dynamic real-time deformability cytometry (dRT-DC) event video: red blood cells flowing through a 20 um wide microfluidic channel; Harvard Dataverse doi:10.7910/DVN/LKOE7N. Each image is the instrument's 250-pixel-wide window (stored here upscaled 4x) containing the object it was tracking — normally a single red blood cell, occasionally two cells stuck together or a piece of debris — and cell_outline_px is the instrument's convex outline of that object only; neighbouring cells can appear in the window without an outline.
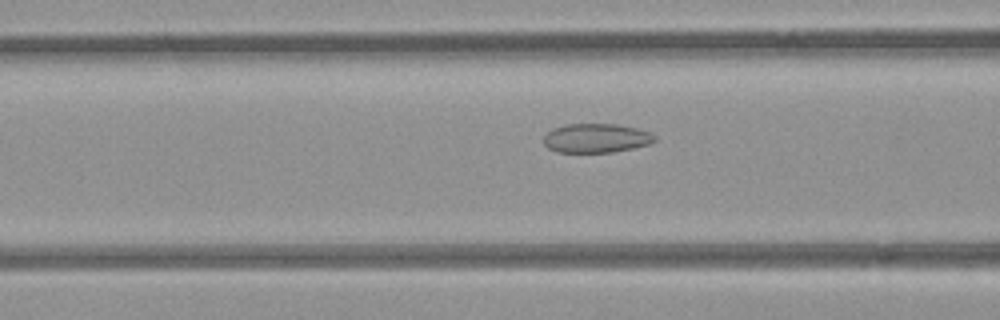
{"species": "common noctule bat (a hibernating species)", "species_latin": "Nyctalus noctula", "temperature_condition": "room temperature", "stored_images_in_passage": 32, "camera_frame_rate_fps": 3000, "um_per_image_px": 0.085, "animal": {"sex": "female", "body_mass_g": 21.9}, "frame": {"image": 1, "passage_image": 11, "time_ms": 3.333, "image_size_px": [1000, 320], "cell_outline_px": [[656, 140], [648, 144], [632, 148], [612, 152], [556, 152], [548, 148], [544, 144], [544, 136], [552, 128], [564, 124], [620, 124], [652, 132], [656, 136]], "centroid_in_image_um": [50.67, 11.73], "position_along_channel_um": 115.9, "area_um2": 18.96}}
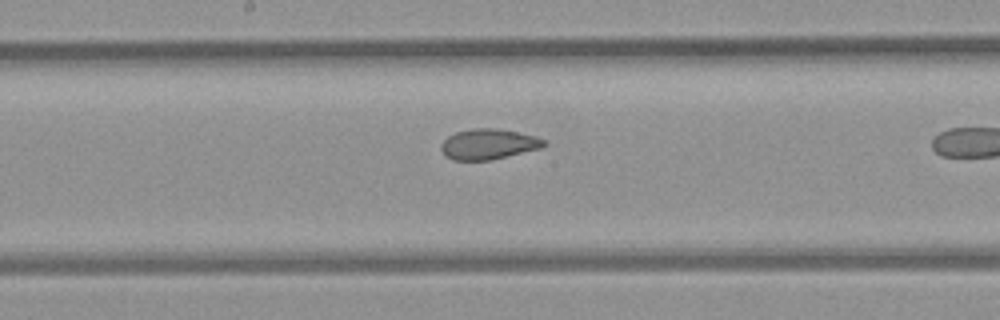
{"frame": {"image": 2, "passage_image": 18, "time_ms": 5.667, "image_size_px": [1000, 320], "cell_outline_px": [[548, 144], [540, 148], [488, 160], [452, 160], [440, 148], [440, 144], [448, 136], [456, 132], [472, 128], [500, 128], [536, 136], [544, 140]], "centroid_in_image_um": [41.52, 12.23], "position_along_channel_um": 206.7, "area_um2": 18.09}}
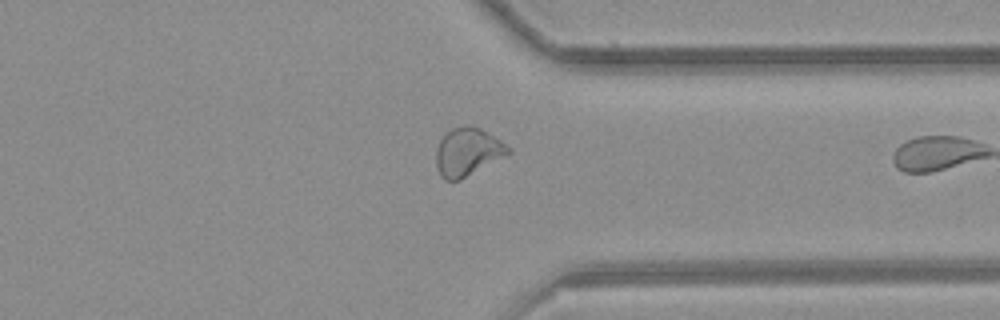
{"frame": {"image": 3, "passage_image": 31, "time_ms": 10.0, "image_size_px": [1000, 320], "cell_outline_px": [[512, 152], [460, 180], [444, 180], [440, 176], [436, 168], [436, 148], [444, 132], [452, 128], [468, 124], [472, 124], [480, 128], [500, 140], [512, 148]], "centroid_in_image_um": [39.72, 12.89], "position_along_channel_um": 371.7, "area_um2": 20.4}}